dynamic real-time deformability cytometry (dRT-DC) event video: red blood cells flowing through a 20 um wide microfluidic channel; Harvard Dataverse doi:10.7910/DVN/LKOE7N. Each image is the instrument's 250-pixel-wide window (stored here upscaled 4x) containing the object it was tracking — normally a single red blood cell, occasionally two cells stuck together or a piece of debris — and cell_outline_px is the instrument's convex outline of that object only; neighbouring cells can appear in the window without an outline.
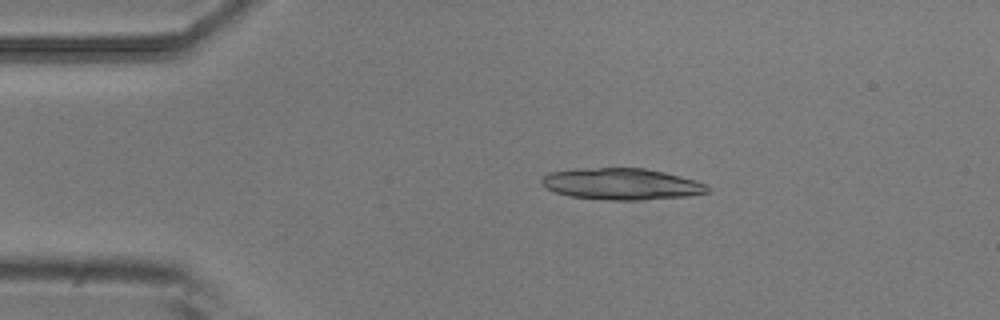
{"species": "common noctule bat (a hibernating species)", "species_latin": "Nyctalus noctula", "temperature_condition": "room temperature", "stored_images_in_passage": 5, "camera_frame_rate_fps": 3000, "um_per_image_px": 0.085, "animal": {"sex": "male", "body_mass_g": 20.5, "forearm_length_mm": 52.5}, "frame": {"image": 1, "passage_image": 3, "time_ms": 0.667, "image_size_px": [1000, 320], "cell_outline_px": [[712, 188], [708, 192], [688, 196], [640, 200], [604, 200], [572, 196], [556, 192], [544, 188], [540, 180], [548, 172], [572, 168], [644, 168], [664, 172], [680, 176], [708, 184]], "centroid_in_image_um": [52.82, 15.63], "position_along_channel_um": 32.2, "area_um2": 30.69}}